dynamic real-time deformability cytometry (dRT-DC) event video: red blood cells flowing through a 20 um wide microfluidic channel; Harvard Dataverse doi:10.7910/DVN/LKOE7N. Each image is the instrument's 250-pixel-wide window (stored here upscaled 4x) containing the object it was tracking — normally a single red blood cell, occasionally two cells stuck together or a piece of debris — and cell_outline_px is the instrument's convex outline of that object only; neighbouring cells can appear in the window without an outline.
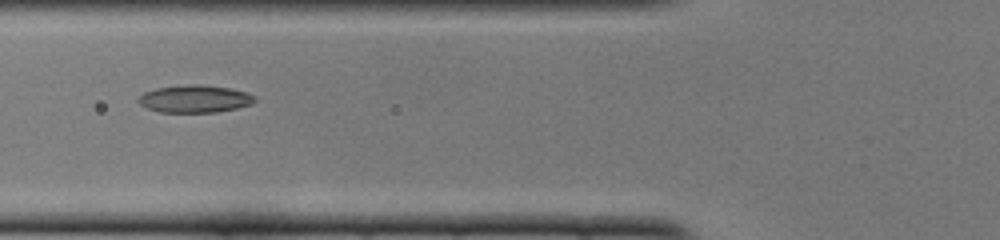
{"species": "common noctule bat (a hibernating species)", "species_latin": "Nyctalus noctula", "temperature_condition": "cold", "stored_images_in_passage": 35, "camera_frame_rate_fps": 3000, "um_per_image_px": 0.085, "animal": {"sex": "female", "body_mass_g": 22.0, "forearm_length_mm": 56.7}, "frame": {"image": 1, "passage_image": 4, "time_ms": 1.0, "image_size_px": [1000, 240], "cell_outline_px": [[256, 100], [252, 104], [236, 108], [216, 112], [160, 112], [148, 108], [140, 104], [136, 100], [144, 92], [156, 88], [192, 84], [196, 84], [228, 88], [248, 92], [256, 96]], "centroid_in_image_um": [16.57, 8.4], "position_along_channel_um": 109.2, "area_um2": 18.55}}
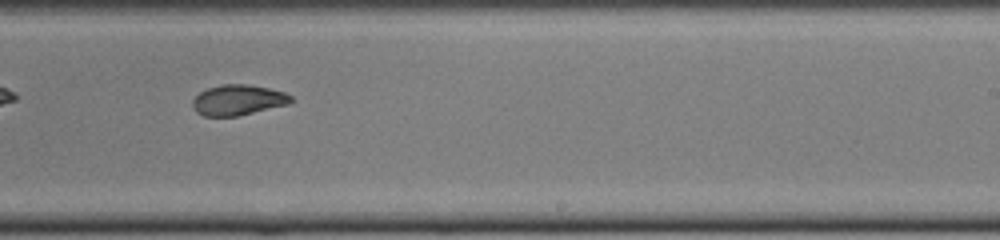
{"frame": {"image": 2, "passage_image": 16, "time_ms": 5.0, "image_size_px": [1000, 240], "cell_outline_px": [[296, 100], [288, 104], [236, 116], [204, 116], [196, 112], [192, 108], [192, 100], [200, 92], [208, 88], [220, 84], [248, 84], [268, 88], [284, 92], [292, 96]], "centroid_in_image_um": [20.23, 8.49], "position_along_channel_um": 268.8, "area_um2": 17.51}}
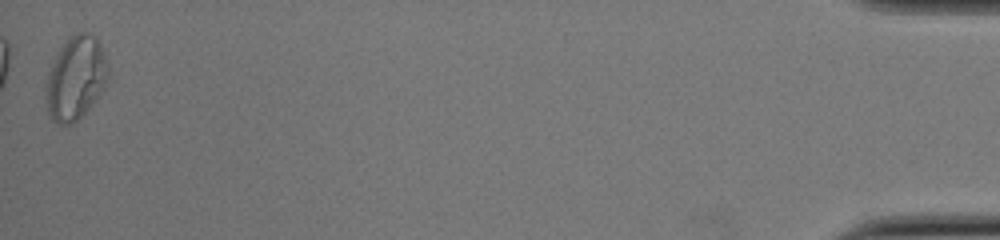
{"frame": {"image": 3, "passage_image": 35, "time_ms": 11.333, "image_size_px": [1000, 240], "cell_outline_px": [[108, 80], [104, 88], [92, 104], [72, 124], [56, 124], [48, 116], [44, 96], [44, 84], [52, 60], [56, 52], [68, 36], [76, 32], [88, 32], [96, 36], [100, 44], [104, 56], [108, 72]], "centroid_in_image_um": [6.37, 6.62], "position_along_channel_um": 428.8, "area_um2": 30.81}}